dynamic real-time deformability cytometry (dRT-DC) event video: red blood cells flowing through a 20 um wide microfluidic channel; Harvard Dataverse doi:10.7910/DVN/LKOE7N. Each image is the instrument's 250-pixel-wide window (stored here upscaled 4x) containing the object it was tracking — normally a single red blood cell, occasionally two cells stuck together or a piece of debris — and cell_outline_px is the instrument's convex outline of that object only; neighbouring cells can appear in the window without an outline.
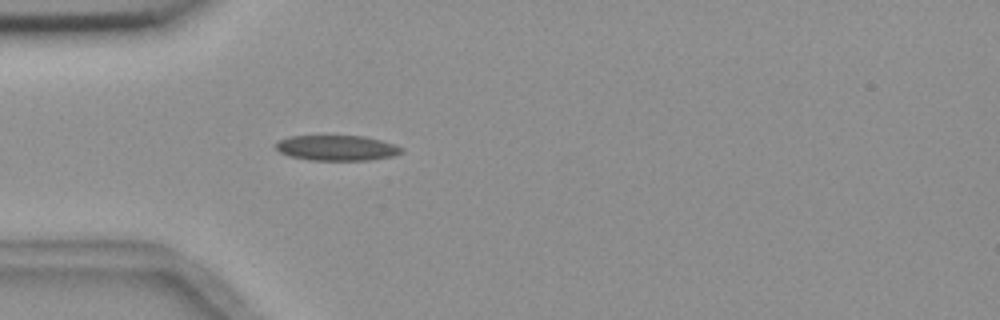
{"species": "common noctule bat (a hibernating species)", "species_latin": "Nyctalus noctula", "temperature_condition": "room temperature", "stored_images_in_passage": 4, "camera_frame_rate_fps": 3000, "um_per_image_px": 0.085, "animal": {"sex": "female", "body_mass_g": 18.4}, "frame": {"image": 1, "passage_image": 4, "time_ms": 3.667, "image_size_px": [1000, 320], "cell_outline_px": [[404, 152], [392, 156], [368, 160], [308, 160], [288, 156], [280, 152], [276, 148], [276, 144], [280, 140], [292, 136], [364, 136], [380, 140], [404, 148]], "centroid_in_image_um": [28.63, 12.58], "position_along_channel_um": 56.4, "area_um2": 18.44}}